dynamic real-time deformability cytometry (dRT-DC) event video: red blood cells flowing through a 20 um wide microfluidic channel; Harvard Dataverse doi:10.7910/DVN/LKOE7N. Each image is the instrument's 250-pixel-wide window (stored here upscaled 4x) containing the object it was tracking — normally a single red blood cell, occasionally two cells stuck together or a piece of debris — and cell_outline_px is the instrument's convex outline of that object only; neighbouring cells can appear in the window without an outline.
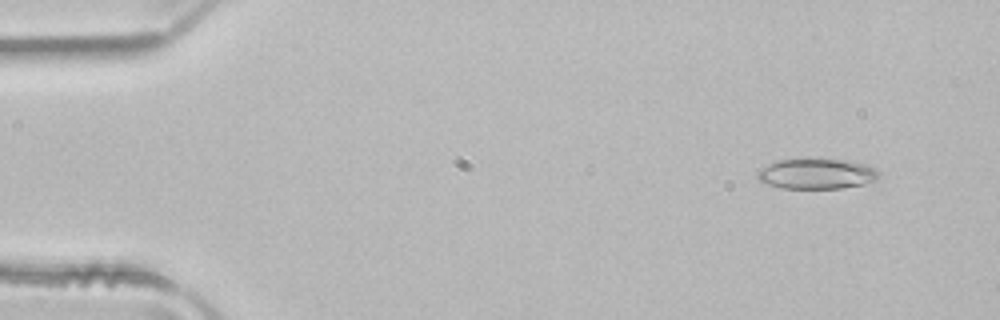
{"species": "common noctule bat (a hibernating species)", "species_latin": "Nyctalus noctula", "temperature_condition": "room temperature", "stored_images_in_passage": 7, "camera_frame_rate_fps": 3000, "um_per_image_px": 0.085, "animal": {"sex": "male", "body_mass_g": 21.5, "forearm_length_mm": 52.0}, "frame": {"image": 1, "passage_image": 1, "time_ms": 0.0, "image_size_px": [1000, 320], "cell_outline_px": [[880, 176], [876, 180], [864, 184], [840, 188], [780, 188], [764, 184], [756, 176], [756, 172], [760, 168], [776, 160], [852, 160], [876, 168], [880, 172]], "centroid_in_image_um": [69.41, 14.78], "position_along_channel_um": 15.6, "area_um2": 21.5}}